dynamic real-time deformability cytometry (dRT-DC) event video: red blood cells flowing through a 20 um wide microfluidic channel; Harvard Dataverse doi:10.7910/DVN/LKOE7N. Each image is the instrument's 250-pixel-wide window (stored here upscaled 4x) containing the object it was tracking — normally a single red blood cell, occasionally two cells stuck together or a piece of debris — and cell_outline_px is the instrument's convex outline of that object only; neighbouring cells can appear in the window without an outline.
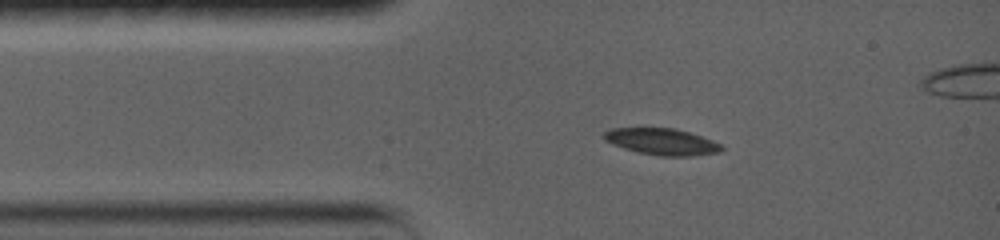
{"species": "common noctule bat (a hibernating species)", "species_latin": "Nyctalus noctula", "temperature_condition": "warm", "stored_images_in_passage": 9, "camera_frame_rate_fps": 5000, "um_per_image_px": 0.085, "animal": {"sex": "female", "body_mass_g": 19.0, "forearm_length_mm": 56.7}, "frame": {"image": 1, "passage_image": 6, "time_ms": 2.0, "image_size_px": [1000, 240], "cell_outline_px": [[724, 148], [720, 152], [692, 156], [660, 156], [636, 152], [612, 144], [604, 140], [600, 136], [604, 132], [612, 128], [672, 128], [688, 132], [712, 140], [720, 144]], "centroid_in_image_um": [56.21, 12.05], "position_along_channel_um": 28.8, "area_um2": 18.21}}